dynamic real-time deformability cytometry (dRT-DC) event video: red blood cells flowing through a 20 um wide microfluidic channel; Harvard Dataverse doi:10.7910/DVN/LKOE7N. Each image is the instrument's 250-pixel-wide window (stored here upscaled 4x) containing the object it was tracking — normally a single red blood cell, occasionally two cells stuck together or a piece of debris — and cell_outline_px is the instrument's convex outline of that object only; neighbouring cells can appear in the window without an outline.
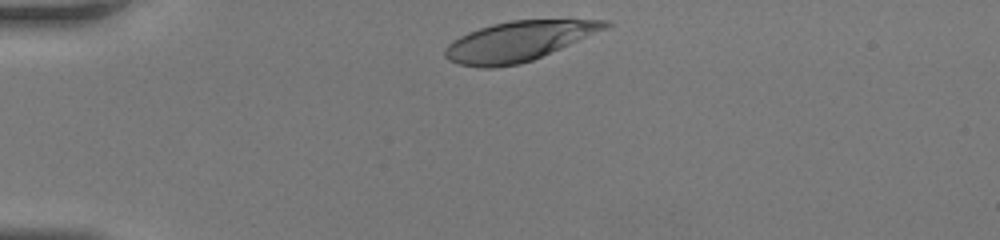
{"species": "human", "species_latin": "Homo sapiens", "temperature_condition": "room temperature", "stored_images_in_passage": 29, "camera_frame_rate_fps": 3000, "um_per_image_px": 0.085, "donor": {"sex": "female"}, "frame": {"image": 1, "passage_image": 1, "time_ms": 0.0, "image_size_px": [1000, 240], "cell_outline_px": [[612, 24], [604, 28], [560, 48], [532, 60], [520, 64], [492, 68], [480, 68], [460, 64], [448, 60], [444, 56], [444, 48], [452, 40], [468, 32], [492, 24], [512, 20], [608, 20]], "centroid_in_image_um": [43.97, 3.51], "position_along_channel_um": 41.0, "area_um2": 36.47}}
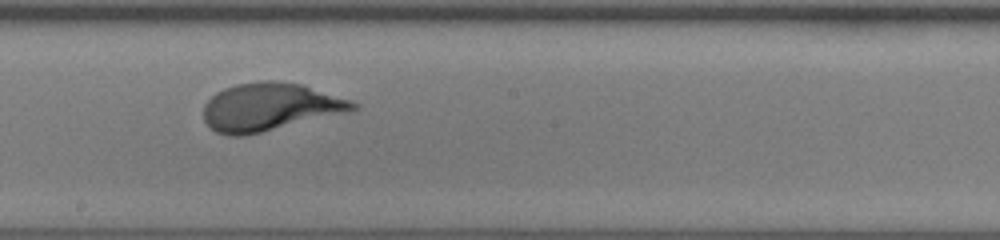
{"frame": {"image": 2, "passage_image": 16, "time_ms": 5.0, "image_size_px": [1000, 240], "cell_outline_px": [[360, 108], [348, 112], [244, 136], [228, 136], [216, 132], [204, 120], [204, 104], [216, 92], [224, 88], [236, 84], [260, 80], [276, 80], [304, 84], [352, 100], [360, 104]], "centroid_in_image_um": [22.97, 9.07], "position_along_channel_um": 225.2, "area_um2": 41.96}}
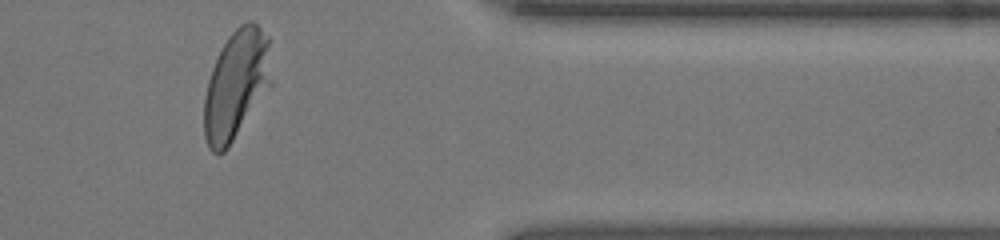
{"frame": {"image": 3, "passage_image": 28, "time_ms": 9.0, "image_size_px": [1000, 240], "cell_outline_px": [[272, 84], [228, 148], [224, 152], [216, 156], [208, 148], [204, 136], [204, 96], [208, 80], [212, 68], [228, 36], [240, 24], [248, 20], [252, 20], [268, 36], [272, 80]], "centroid_in_image_um": [20.07, 7.23], "position_along_channel_um": 391.3, "area_um2": 42.95}}